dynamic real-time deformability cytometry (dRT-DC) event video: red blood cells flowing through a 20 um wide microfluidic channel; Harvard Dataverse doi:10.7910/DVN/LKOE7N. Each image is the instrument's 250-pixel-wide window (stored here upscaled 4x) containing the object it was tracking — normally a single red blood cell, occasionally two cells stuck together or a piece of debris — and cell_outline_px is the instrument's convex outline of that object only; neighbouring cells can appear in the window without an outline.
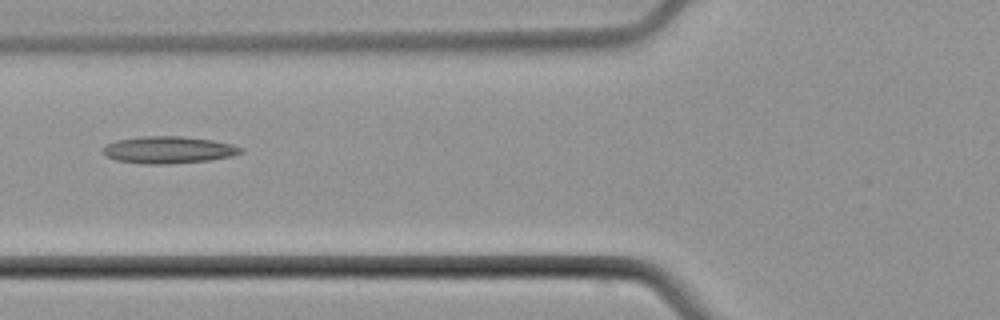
{"species": "common noctule bat (a hibernating species)", "species_latin": "Nyctalus noctula", "temperature_condition": "cold", "stored_images_in_passage": 2, "camera_frame_rate_fps": 3000, "um_per_image_px": 0.085, "animal": {"sex": "male", "body_mass_g": 21.5, "forearm_length_mm": 52.0}, "frame": {"image": 1, "passage_image": 2, "time_ms": 1.333, "image_size_px": [1000, 320], "cell_outline_px": [[244, 152], [232, 156], [208, 160], [168, 164], [144, 164], [116, 160], [104, 156], [100, 152], [108, 144], [116, 140], [140, 136], [180, 136], [212, 140], [232, 144], [244, 148]], "centroid_in_image_um": [14.31, 12.74], "position_along_channel_um": 111.5, "area_um2": 21.85}}